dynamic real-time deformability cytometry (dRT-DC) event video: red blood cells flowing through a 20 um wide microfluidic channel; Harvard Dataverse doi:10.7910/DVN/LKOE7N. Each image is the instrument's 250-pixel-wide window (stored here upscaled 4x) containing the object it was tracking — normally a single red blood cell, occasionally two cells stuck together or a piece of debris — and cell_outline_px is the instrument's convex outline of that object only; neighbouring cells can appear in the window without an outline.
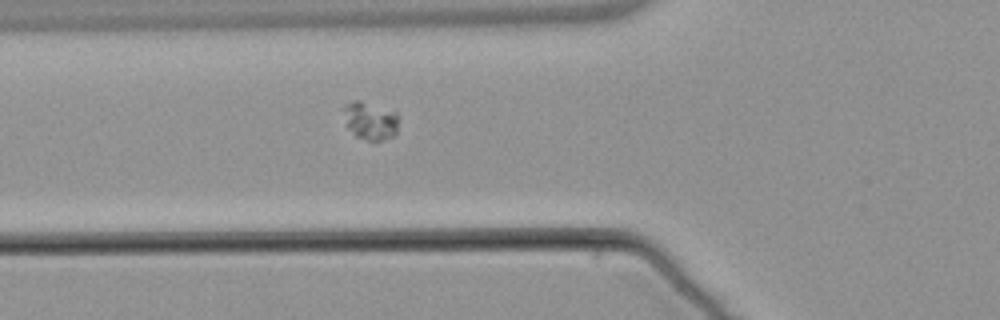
{"species": "common noctule bat (a hibernating species)", "species_latin": "Nyctalus noctula", "temperature_condition": "warm", "stored_images_in_passage": 2, "camera_frame_rate_fps": 3000, "um_per_image_px": 0.085, "animal": {"sex": "male", "body_mass_g": 21.5, "forearm_length_mm": 52.0}, "frame": {"image": 1, "passage_image": 2, "time_ms": 1.0, "image_size_px": [1000, 320], "cell_outline_px": [[396, 132], [392, 136], [380, 140], [368, 140], [356, 136], [344, 124], [340, 108], [344, 104], [356, 100], [360, 100], [396, 112]], "centroid_in_image_um": [31.36, 10.23], "position_along_channel_um": 94.4, "area_um2": 12.2}}